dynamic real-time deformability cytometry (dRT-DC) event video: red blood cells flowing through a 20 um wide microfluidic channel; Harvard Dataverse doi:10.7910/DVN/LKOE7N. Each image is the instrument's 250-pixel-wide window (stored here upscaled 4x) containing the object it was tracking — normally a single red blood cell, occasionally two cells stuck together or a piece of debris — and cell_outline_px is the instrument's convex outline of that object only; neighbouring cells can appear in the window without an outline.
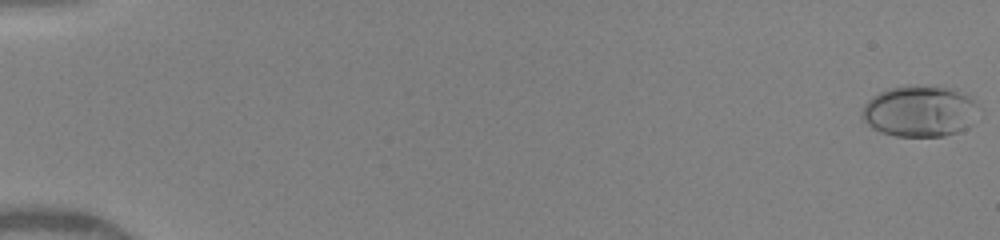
{"species": "human", "species_latin": "Homo sapiens", "temperature_condition": "warm", "stored_images_in_passage": 14, "camera_frame_rate_fps": 3000, "um_per_image_px": 0.085, "donor": {"sex": "female"}, "frame": {"image": 1, "passage_image": 1, "time_ms": 0.0, "image_size_px": [1000, 240], "cell_outline_px": [[976, 104], [968, 124], [964, 128], [956, 132], [944, 136], [896, 136], [872, 128], [860, 116], [860, 112], [864, 104], [872, 96], [888, 88], [956, 88], [968, 96]], "centroid_in_image_um": [78.08, 9.48], "position_along_channel_um": 6.9, "area_um2": 33.47}}
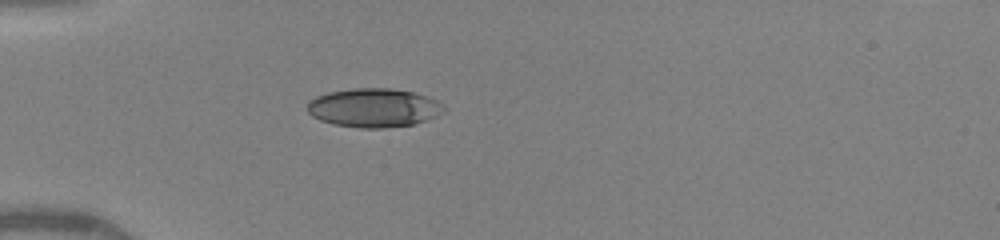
{"frame": {"image": 2, "passage_image": 9, "time_ms": 5.0, "image_size_px": [1000, 240], "cell_outline_px": [[448, 108], [444, 112], [436, 116], [416, 124], [384, 128], [360, 128], [332, 124], [320, 120], [312, 116], [308, 112], [308, 100], [316, 96], [328, 92], [352, 88], [392, 88], [412, 92], [436, 100], [444, 104]], "centroid_in_image_um": [31.78, 9.16], "position_along_channel_um": 53.2, "area_um2": 31.15}}
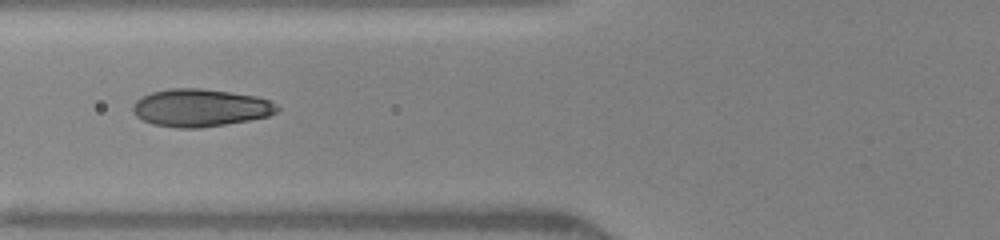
{"frame": {"image": 3, "passage_image": 13, "time_ms": 6.667, "image_size_px": [1000, 240], "cell_outline_px": [[280, 108], [276, 112], [268, 116], [248, 120], [200, 128], [176, 128], [152, 124], [136, 116], [132, 108], [136, 100], [152, 92], [172, 88], [200, 88], [256, 96], [268, 100], [276, 104]], "centroid_in_image_um": [17.02, 9.16], "position_along_channel_um": 108.8, "area_um2": 31.39}}